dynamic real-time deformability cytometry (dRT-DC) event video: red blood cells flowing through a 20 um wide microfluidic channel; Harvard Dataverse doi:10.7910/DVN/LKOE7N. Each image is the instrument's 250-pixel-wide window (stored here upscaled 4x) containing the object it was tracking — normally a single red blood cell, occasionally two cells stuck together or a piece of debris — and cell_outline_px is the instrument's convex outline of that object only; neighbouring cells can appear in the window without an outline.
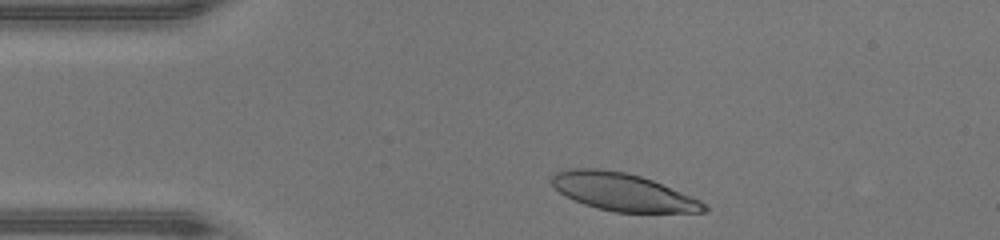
{"species": "human", "species_latin": "Homo sapiens", "temperature_condition": "warm", "stored_images_in_passage": 31, "camera_frame_rate_fps": 3000, "um_per_image_px": 0.085, "donor": {"sex": "male"}, "frame": {"image": 1, "passage_image": 2, "time_ms": 0.333, "image_size_px": [1000, 240], "cell_outline_px": [[708, 208], [704, 212], [616, 212], [584, 204], [564, 196], [552, 184], [552, 176], [556, 172], [568, 168], [596, 168], [628, 172], [652, 180], [700, 200]], "centroid_in_image_um": [52.9, 16.31], "position_along_channel_um": 32.1, "area_um2": 33.06}}
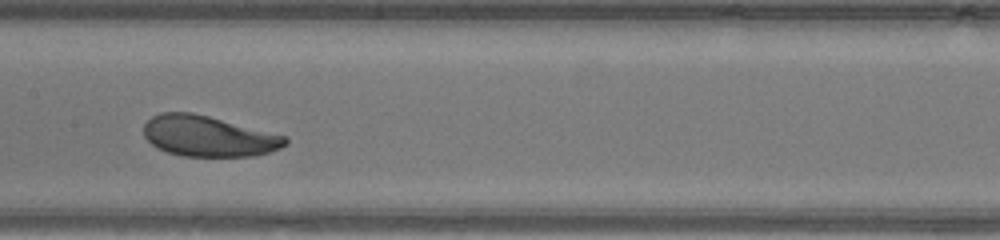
{"frame": {"image": 2, "passage_image": 16, "time_ms": 5.0, "image_size_px": [1000, 240], "cell_outline_px": [[288, 144], [280, 148], [256, 156], [184, 156], [168, 152], [156, 148], [144, 136], [144, 124], [152, 116], [160, 112], [192, 112], [288, 136]], "centroid_in_image_um": [17.72, 11.57], "position_along_channel_um": 189.7, "area_um2": 33.64}}
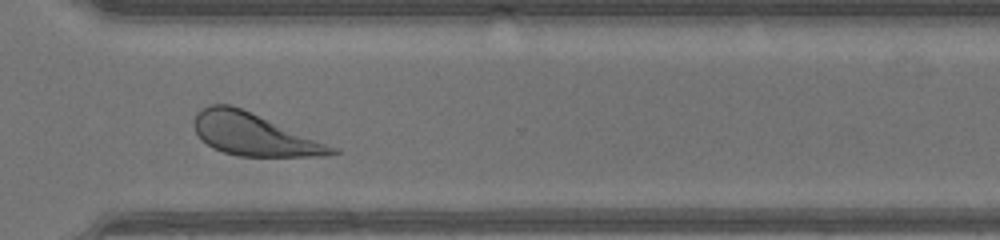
{"frame": {"image": 3, "passage_image": 27, "time_ms": 8.667, "image_size_px": [1000, 240], "cell_outline_px": [[340, 152], [324, 156], [240, 156], [224, 152], [212, 148], [200, 140], [196, 132], [196, 116], [208, 104], [232, 104], [340, 148]], "centroid_in_image_um": [21.63, 11.43], "position_along_channel_um": 349.0, "area_um2": 33.81}, "authors_computed_cell_mechanics": {"area_um2": 33.813, "velocity_mm_per_s": 4.3572, "shape_relaxation_time_tau1_ms": 1.7615, "shape_relaxation_time_tau2_ms": 8.6407, "deformation_change_tau1": 0.119, "deformation_change_tau2": 0.2407}}